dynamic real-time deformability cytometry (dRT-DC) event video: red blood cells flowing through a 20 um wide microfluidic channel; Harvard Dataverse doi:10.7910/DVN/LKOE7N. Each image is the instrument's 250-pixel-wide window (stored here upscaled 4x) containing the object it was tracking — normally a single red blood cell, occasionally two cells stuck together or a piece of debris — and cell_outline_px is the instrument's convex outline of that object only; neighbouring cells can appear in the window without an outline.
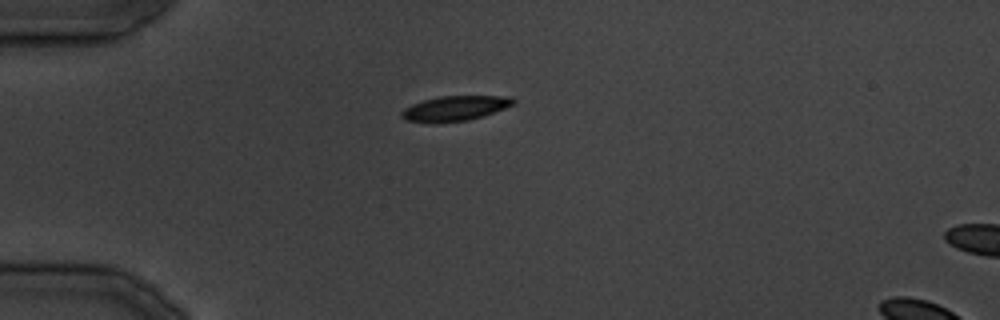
{"species": "common noctule bat (a hibernating species)", "species_latin": "Nyctalus noctula", "temperature_condition": "cold", "stored_images_in_passage": 16, "camera_frame_rate_fps": 3000, "um_per_image_px": 0.085, "animal": {"sex": "male", "body_mass_g": 19.5, "forearm_length_mm": 54.6}, "frame": {"image": 1, "passage_image": 1, "time_ms": 0.0, "image_size_px": [1000, 320], "cell_outline_px": [[516, 104], [484, 116], [468, 120], [436, 124], [432, 124], [404, 120], [400, 116], [400, 112], [404, 108], [412, 104], [424, 100], [440, 96], [512, 96], [516, 100]], "centroid_in_image_um": [38.67, 9.23], "position_along_channel_um": 46.3, "area_um2": 16.7}}
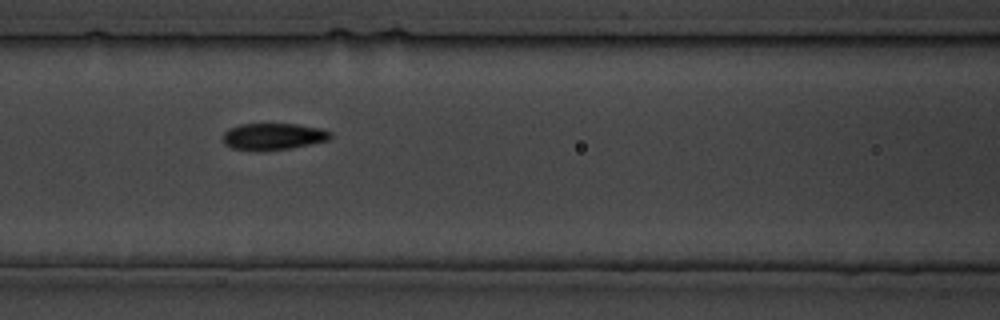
{"frame": {"image": 2, "passage_image": 7, "time_ms": 7.667, "image_size_px": [1000, 320], "cell_outline_px": [[332, 136], [328, 140], [292, 148], [260, 152], [252, 152], [232, 148], [224, 144], [224, 132], [228, 128], [240, 124], [296, 124], [320, 128], [332, 132]], "centroid_in_image_um": [23.2, 11.62], "position_along_channel_um": 143.4, "area_um2": 17.05}}
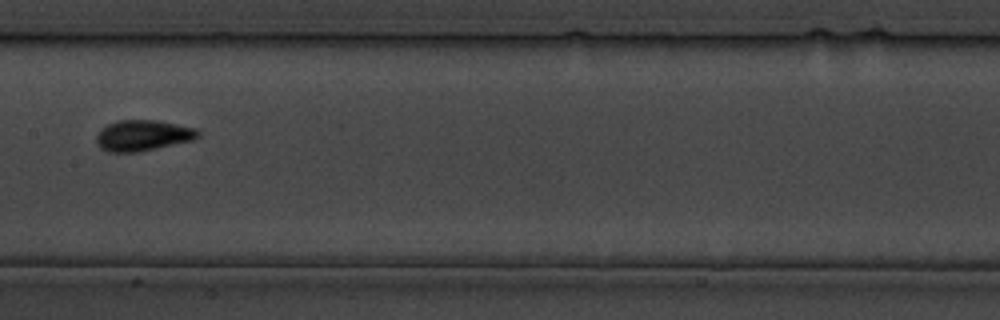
{"frame": {"image": 3, "passage_image": 10, "time_ms": 11.0, "image_size_px": [1000, 320], "cell_outline_px": [[200, 136], [192, 140], [156, 148], [136, 152], [108, 152], [100, 148], [96, 144], [96, 136], [108, 124], [116, 120], [156, 120], [196, 128], [200, 132]], "centroid_in_image_um": [12.13, 11.51], "position_along_channel_um": 195.3, "area_um2": 18.15}}